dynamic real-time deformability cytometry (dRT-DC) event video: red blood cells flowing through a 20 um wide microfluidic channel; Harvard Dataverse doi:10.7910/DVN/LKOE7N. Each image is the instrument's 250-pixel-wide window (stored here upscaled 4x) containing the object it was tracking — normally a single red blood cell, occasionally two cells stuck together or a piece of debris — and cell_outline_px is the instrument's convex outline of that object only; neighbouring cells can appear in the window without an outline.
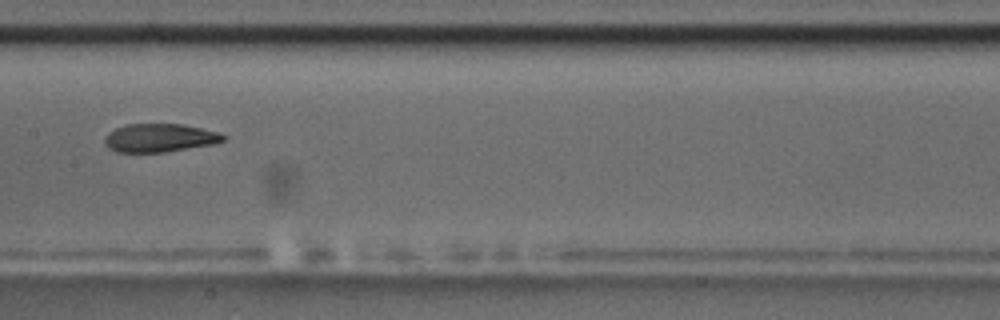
{"species": "common noctule bat (a hibernating species)", "species_latin": "Nyctalus noctula", "temperature_condition": "room temperature", "stored_images_in_passage": 12, "camera_frame_rate_fps": 3000, "um_per_image_px": 0.085, "animal": {"sex": "male", "body_mass_g": 17.5, "forearm_length_mm": 52.3}, "frame": {"image": 1, "passage_image": 4, "time_ms": 3.667, "image_size_px": [1000, 320], "cell_outline_px": [[228, 136], [224, 140], [212, 144], [164, 152], [116, 152], [108, 148], [104, 144], [104, 136], [108, 132], [124, 124], [180, 124], [220, 132]], "centroid_in_image_um": [13.53, 11.71], "position_along_channel_um": 193.9, "area_um2": 19.65}, "authors_computed_cell_mechanics": {"area_um2": 20.9814, "velocity_mm_per_s": 3.4593, "shape_relaxation_time_tau1_ms": null, "shape_relaxation_time_tau2_ms": 2.5149, "deformation_change_tau1": null, "deformation_change_tau2": 0.0715}}